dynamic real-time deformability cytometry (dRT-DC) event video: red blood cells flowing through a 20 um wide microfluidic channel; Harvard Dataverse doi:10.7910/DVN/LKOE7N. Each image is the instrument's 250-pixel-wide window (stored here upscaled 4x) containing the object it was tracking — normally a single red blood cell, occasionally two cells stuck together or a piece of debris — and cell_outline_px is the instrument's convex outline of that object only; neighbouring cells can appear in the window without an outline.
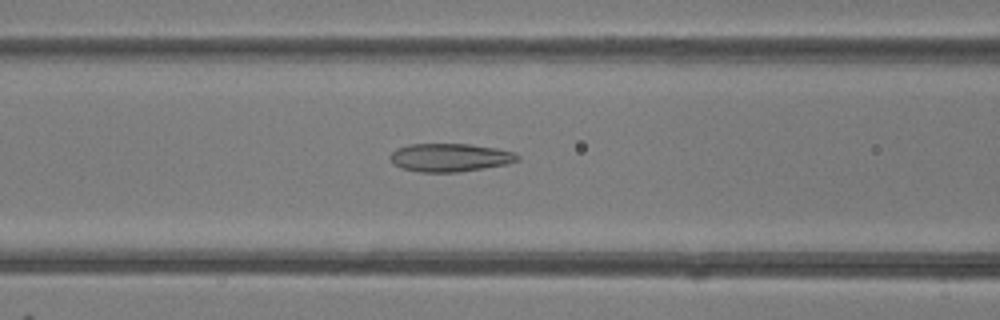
{"species": "common noctule bat (a hibernating species)", "species_latin": "Nyctalus noctula", "temperature_condition": "room temperature", "stored_images_in_passage": 49, "camera_frame_rate_fps": 3000, "um_per_image_px": 0.085, "animal": {"sex": "female"}, "frame": {"image": 1, "passage_image": 20, "time_ms": 6.333, "image_size_px": [1000, 320], "cell_outline_px": [[520, 160], [508, 164], [484, 168], [456, 172], [420, 172], [404, 168], [396, 164], [388, 156], [396, 148], [408, 144], [468, 144], [496, 148], [516, 152], [520, 156]], "centroid_in_image_um": [38.29, 13.38], "position_along_channel_um": 128.3, "area_um2": 20.92}}
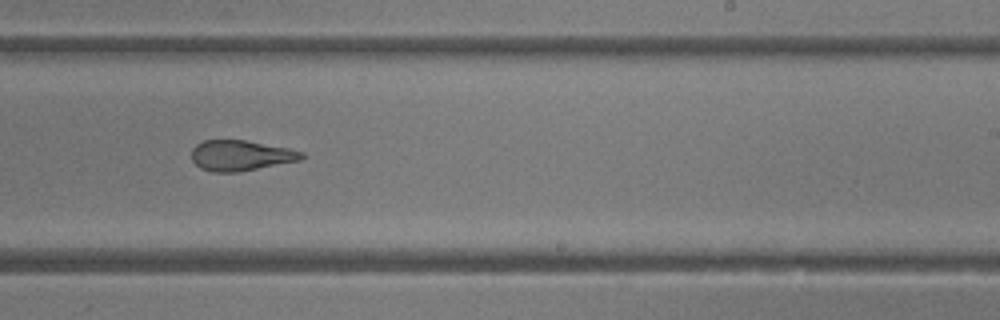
{"frame": {"image": 2, "passage_image": 30, "time_ms": 9.667, "image_size_px": [1000, 320], "cell_outline_px": [[304, 156], [300, 160], [240, 172], [212, 172], [200, 168], [192, 160], [192, 148], [196, 144], [204, 140], [244, 140], [288, 148], [304, 152]], "centroid_in_image_um": [20.44, 13.22], "position_along_channel_um": 268.6, "area_um2": 19.54}}
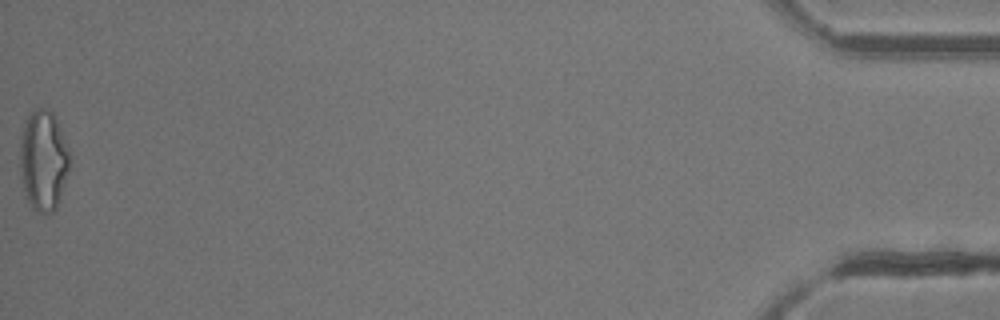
{"frame": {"image": 3, "passage_image": 49, "time_ms": 16.0, "image_size_px": [1000, 320], "cell_outline_px": [[72, 160], [60, 200], [56, 208], [48, 216], [36, 212], [32, 208], [28, 200], [24, 188], [20, 168], [20, 144], [28, 112], [32, 108], [48, 108], [52, 112], [56, 120], [68, 148]], "centroid_in_image_um": [3.71, 13.66], "position_along_channel_um": 431.5, "area_um2": 29.36}, "authors_computed_cell_mechanics": {"area_um2": 23.12, "velocity_mm_per_s": 4.2184, "shape_relaxation_time_tau1_ms": 8.6167, "shape_relaxation_time_tau2_ms": 1.9655, "deformation_change_tau1": 0.2061, "deformation_change_tau2": 0.1033}}